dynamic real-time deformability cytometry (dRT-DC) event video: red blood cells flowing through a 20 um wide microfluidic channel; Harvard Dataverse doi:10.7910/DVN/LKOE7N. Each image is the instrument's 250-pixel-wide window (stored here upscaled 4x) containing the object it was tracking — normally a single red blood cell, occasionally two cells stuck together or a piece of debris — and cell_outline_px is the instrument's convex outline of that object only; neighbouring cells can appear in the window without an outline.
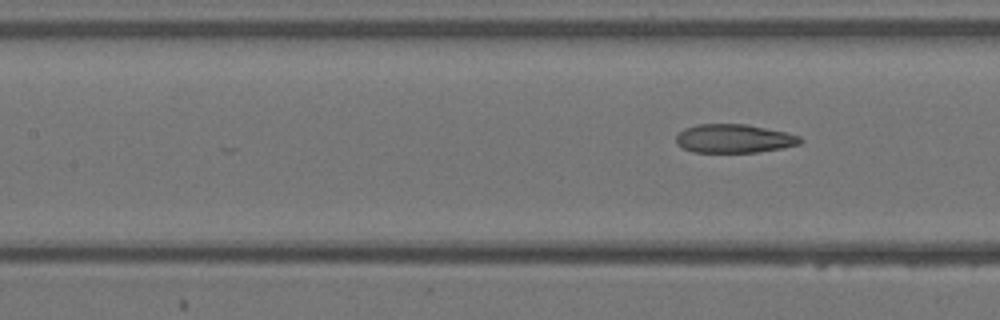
{"species": "Egyptian fruit bat (a non-hibernating species)", "species_latin": "Rousettus aegyptiacus", "temperature_condition": "warm", "stored_images_in_passage": 7, "segment_of_instrument_passage": [2, 2], "camera_frame_rate_fps": 3000, "um_per_image_px": 0.085, "animal": {"sex": "female"}, "frame": {"image": 1, "passage_image": 7, "time_ms": 2.0, "image_size_px": [1000, 320], "cell_outline_px": [[804, 140], [800, 144], [780, 148], [756, 152], [692, 152], [676, 144], [676, 136], [684, 128], [696, 124], [744, 124], [788, 132], [800, 136]], "centroid_in_image_um": [62.39, 11.77], "position_along_channel_um": 145.0, "area_um2": 20.75}}